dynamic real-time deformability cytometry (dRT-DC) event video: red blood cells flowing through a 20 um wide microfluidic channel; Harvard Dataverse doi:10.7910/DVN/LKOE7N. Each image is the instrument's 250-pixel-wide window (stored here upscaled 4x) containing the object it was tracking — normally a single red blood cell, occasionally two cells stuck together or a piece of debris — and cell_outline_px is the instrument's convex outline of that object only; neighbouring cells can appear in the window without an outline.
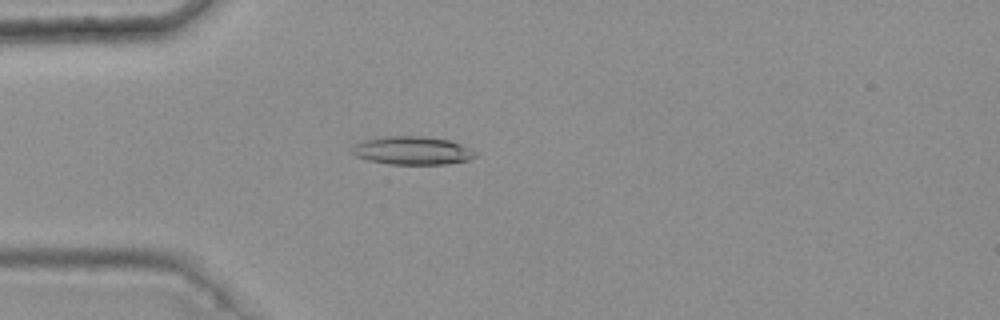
{"species": "common noctule bat (a hibernating species)", "species_latin": "Nyctalus noctula", "temperature_condition": "warm", "stored_images_in_passage": 5, "camera_frame_rate_fps": 3000, "um_per_image_px": 0.085, "animal": {"sex": "female", "body_mass_g": 25.1}, "frame": {"image": 1, "passage_image": 3, "time_ms": 0.667, "image_size_px": [1000, 320], "cell_outline_px": [[476, 156], [468, 160], [444, 164], [388, 164], [368, 160], [356, 156], [352, 152], [352, 148], [356, 144], [364, 140], [388, 136], [424, 136], [448, 140], [460, 144], [476, 152]], "centroid_in_image_um": [35.04, 12.8], "position_along_channel_um": 50.0, "area_um2": 20.06}}
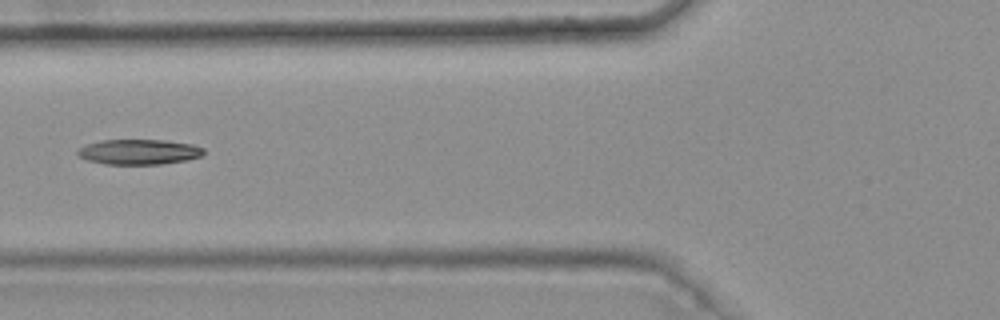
{"frame": {"image": 2, "passage_image": 5, "time_ms": 1.333, "image_size_px": [1000, 320], "cell_outline_px": [[204, 152], [200, 156], [188, 160], [160, 164], [104, 164], [88, 160], [80, 156], [76, 152], [80, 148], [88, 144], [100, 140], [164, 140], [192, 144], [204, 148]], "centroid_in_image_um": [11.83, 12.91], "position_along_channel_um": 114.0, "area_um2": 18.38}}